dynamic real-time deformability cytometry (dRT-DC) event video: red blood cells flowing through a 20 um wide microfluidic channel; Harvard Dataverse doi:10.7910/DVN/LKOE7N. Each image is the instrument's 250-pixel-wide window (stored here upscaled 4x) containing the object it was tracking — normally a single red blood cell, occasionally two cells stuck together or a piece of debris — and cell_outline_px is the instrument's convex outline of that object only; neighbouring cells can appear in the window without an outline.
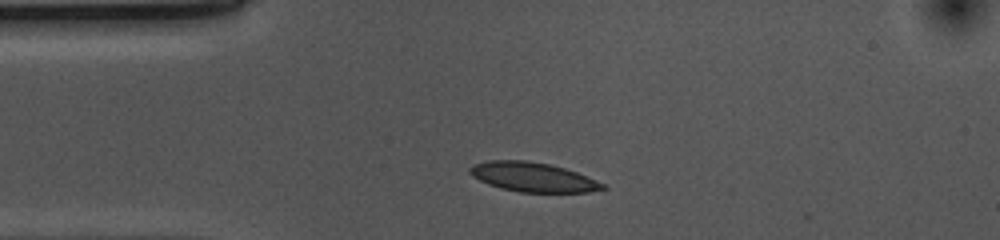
{"species": "common noctule bat (a hibernating species)", "species_latin": "Nyctalus noctula", "temperature_condition": "cold", "stored_images_in_passage": 32, "camera_frame_rate_fps": 3000, "um_per_image_px": 0.085, "animal": {"sex": "female", "body_mass_g": 10.0, "forearm_length_mm": 53.1}, "frame": {"image": 1, "passage_image": 1, "time_ms": 0.0, "image_size_px": [1000, 240], "cell_outline_px": [[608, 188], [588, 192], [520, 192], [500, 188], [488, 184], [472, 176], [468, 172], [468, 168], [472, 164], [488, 160], [528, 160], [548, 164], [564, 168], [576, 172], [596, 180], [604, 184]], "centroid_in_image_um": [45.25, 15.04], "position_along_channel_um": 39.7, "area_um2": 22.77}}
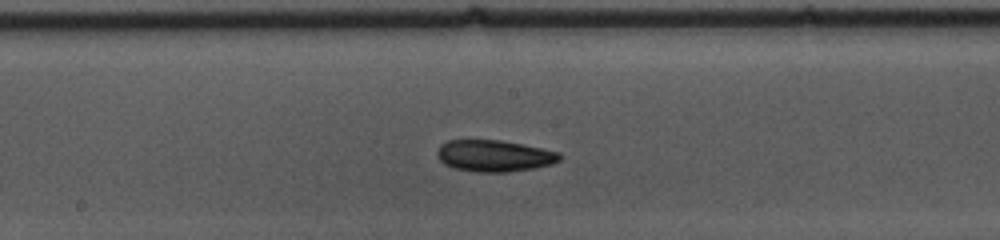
{"frame": {"image": 2, "passage_image": 16, "time_ms": 5.0, "image_size_px": [1000, 240], "cell_outline_px": [[564, 156], [560, 160], [552, 164], [532, 168], [504, 172], [476, 172], [456, 168], [444, 164], [436, 156], [436, 152], [440, 144], [448, 140], [500, 140], [524, 144], [560, 152]], "centroid_in_image_um": [42.02, 13.23], "position_along_channel_um": 206.2, "area_um2": 22.66}}
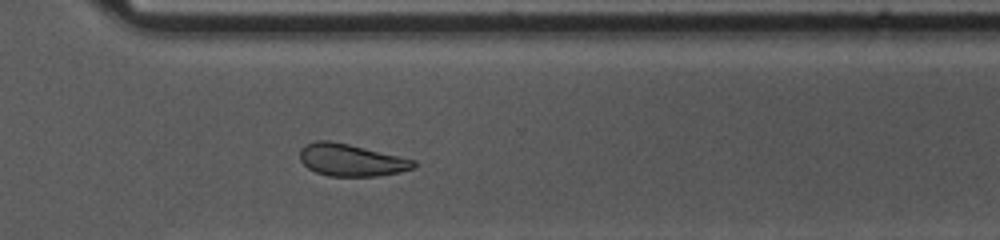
{"frame": {"image": 3, "passage_image": 27, "time_ms": 8.667, "image_size_px": [1000, 240], "cell_outline_px": [[416, 168], [400, 172], [376, 176], [328, 176], [316, 172], [308, 168], [300, 160], [300, 148], [304, 144], [316, 140], [332, 140], [400, 156], [416, 160]], "centroid_in_image_um": [29.84, 13.59], "position_along_channel_um": 340.8, "area_um2": 21.56}, "authors_computed_cell_mechanics": {"area_um2": 22.1952, "velocity_mm_per_s": 3.6741, "shape_relaxation_time_tau1_ms": 7.7348, "shape_relaxation_time_tau2_ms": null, "deformation_change_tau1": 0.1205, "deformation_change_tau2": null}}